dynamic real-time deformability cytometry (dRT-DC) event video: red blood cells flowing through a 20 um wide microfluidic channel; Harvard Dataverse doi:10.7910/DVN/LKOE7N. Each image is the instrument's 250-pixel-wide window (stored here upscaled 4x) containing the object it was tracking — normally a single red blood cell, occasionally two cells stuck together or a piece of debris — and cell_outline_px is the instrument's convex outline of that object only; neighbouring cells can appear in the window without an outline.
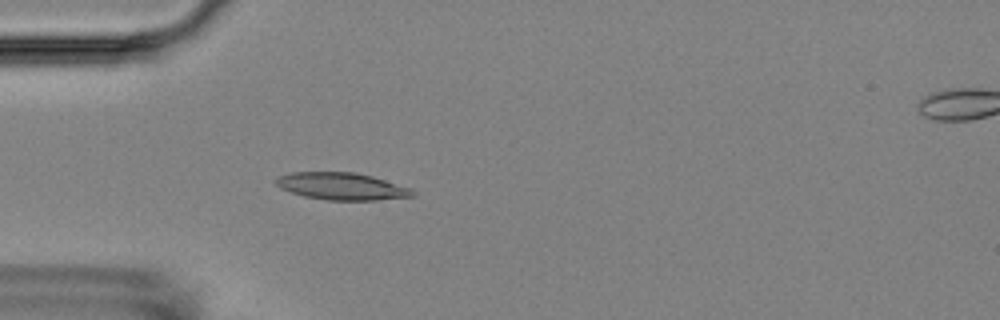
{"species": "Egyptian fruit bat (a non-hibernating species)", "species_latin": "Rousettus aegyptiacus", "temperature_condition": "room temperature", "stored_images_in_passage": 4, "camera_frame_rate_fps": 3000, "um_per_image_px": 0.085, "animal": {"sex": "female"}, "frame": {"image": 1, "passage_image": 3, "time_ms": 3.333, "image_size_px": [1000, 320], "cell_outline_px": [[416, 196], [376, 200], [328, 200], [304, 196], [280, 188], [276, 184], [276, 176], [292, 172], [356, 172], [372, 176], [412, 188], [416, 192]], "centroid_in_image_um": [29.08, 15.83], "position_along_channel_um": 55.9, "area_um2": 21.73}}